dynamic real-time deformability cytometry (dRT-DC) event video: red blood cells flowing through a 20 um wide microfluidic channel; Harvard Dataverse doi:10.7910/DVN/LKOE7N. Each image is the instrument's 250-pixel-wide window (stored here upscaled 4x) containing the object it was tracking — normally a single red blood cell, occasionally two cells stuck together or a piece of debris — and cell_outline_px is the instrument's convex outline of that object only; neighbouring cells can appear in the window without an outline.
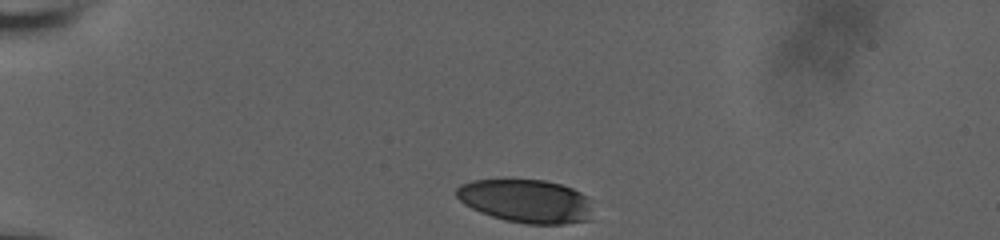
{"species": "human", "species_latin": "Homo sapiens", "temperature_condition": "room temperature", "stored_images_in_passage": 36, "camera_frame_rate_fps": 3000, "um_per_image_px": 0.085, "donor": {"sex": "male"}, "frame": {"image": 1, "passage_image": 1, "time_ms": 0.0, "image_size_px": [1000, 240], "cell_outline_px": [[592, 220], [564, 224], [524, 224], [504, 220], [480, 212], [464, 204], [456, 196], [456, 188], [460, 184], [472, 180], [544, 180], [560, 184], [572, 188], [588, 196], [592, 200]], "centroid_in_image_um": [44.77, 17.1], "position_along_channel_um": 40.2, "area_um2": 34.91}}
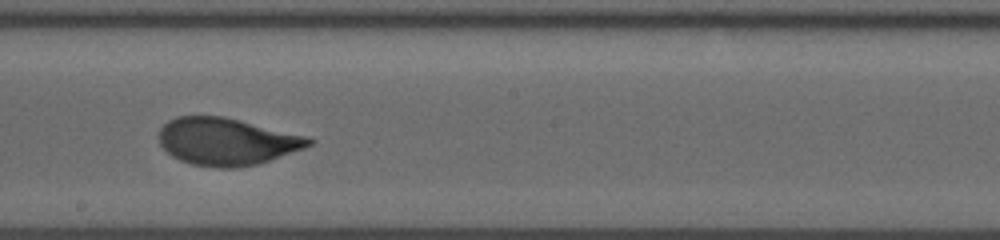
{"frame": {"image": 2, "passage_image": 21, "time_ms": 6.667, "image_size_px": [1000, 240], "cell_outline_px": [[316, 140], [312, 144], [304, 148], [256, 164], [236, 168], [216, 168], [192, 164], [180, 160], [172, 156], [160, 144], [160, 128], [168, 120], [176, 116], [224, 116], [308, 136]], "centroid_in_image_um": [19.27, 12.02], "position_along_channel_um": 228.9, "area_um2": 41.21}}
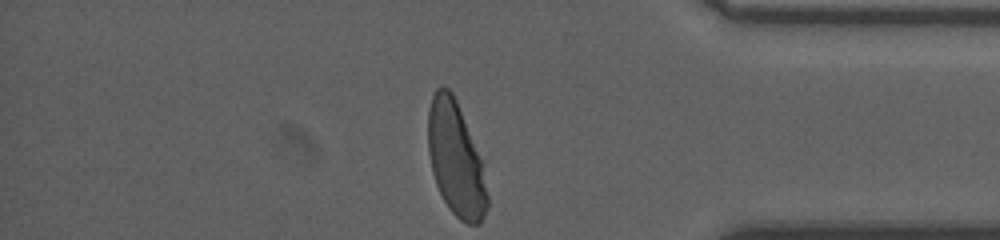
{"frame": {"image": 3, "passage_image": 36, "time_ms": 11.667, "image_size_px": [1000, 240], "cell_outline_px": [[488, 208], [480, 224], [468, 224], [460, 220], [448, 208], [436, 184], [432, 172], [428, 152], [428, 108], [432, 96], [436, 88], [440, 84], [448, 88], [452, 92], [456, 100], [484, 164], [488, 196]], "centroid_in_image_um": [38.75, 13.53], "position_along_channel_um": 396.5, "area_um2": 39.77}, "authors_computed_cell_mechanics": {"area_um2": 41.2114, "velocity_mm_per_s": 3.7168, "shape_relaxation_time_tau1_ms": 3.5536, "shape_relaxation_time_tau2_ms": null, "deformation_change_tau1": 0.1715, "deformation_change_tau2": null}}